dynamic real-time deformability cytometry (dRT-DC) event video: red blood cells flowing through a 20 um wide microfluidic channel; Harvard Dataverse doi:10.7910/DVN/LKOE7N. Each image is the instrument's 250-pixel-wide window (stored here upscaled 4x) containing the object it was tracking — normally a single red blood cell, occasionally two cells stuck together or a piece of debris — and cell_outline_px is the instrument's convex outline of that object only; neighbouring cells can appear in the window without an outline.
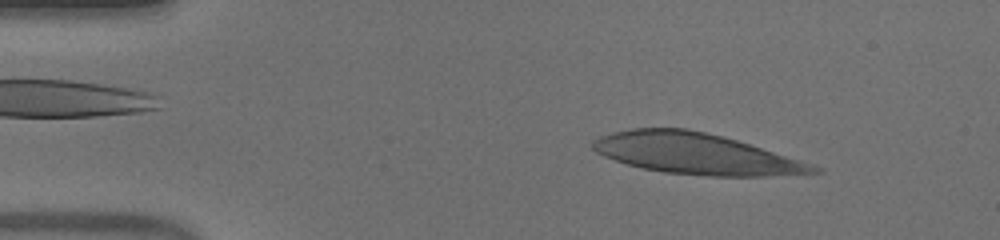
{"species": "human", "species_latin": "Homo sapiens", "temperature_condition": "warm", "stored_images_in_passage": 47, "camera_frame_rate_fps": 3000, "um_per_image_px": 0.085, "donor": {"sex": "male"}, "frame": {"image": 1, "passage_image": 4, "time_ms": 1.0, "image_size_px": [1000, 240], "cell_outline_px": [[824, 172], [768, 176], [708, 176], [664, 172], [644, 168], [628, 164], [604, 156], [596, 152], [592, 148], [592, 140], [600, 136], [612, 132], [632, 128], [688, 128], [724, 136], [800, 160], [824, 168]], "centroid_in_image_um": [59.15, 13.06], "position_along_channel_um": 25.8, "area_um2": 52.54}}
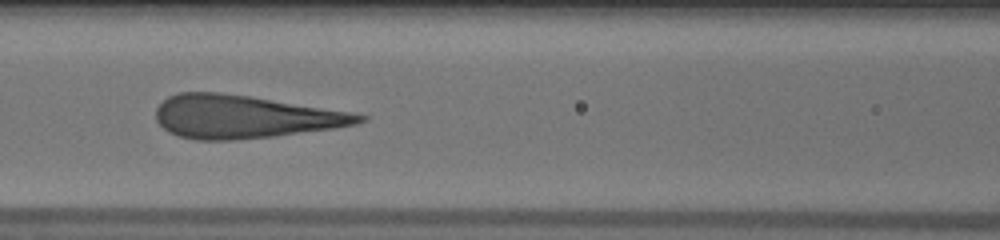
{"frame": {"image": 2, "passage_image": 18, "time_ms": 5.667, "image_size_px": [1000, 240], "cell_outline_px": [[368, 120], [356, 124], [336, 128], [276, 136], [232, 140], [196, 140], [180, 136], [168, 132], [156, 120], [156, 108], [168, 96], [180, 92], [220, 92], [248, 96], [348, 112], [368, 116]], "centroid_in_image_um": [20.74, 9.93], "position_along_channel_um": 145.9, "area_um2": 50.58}}
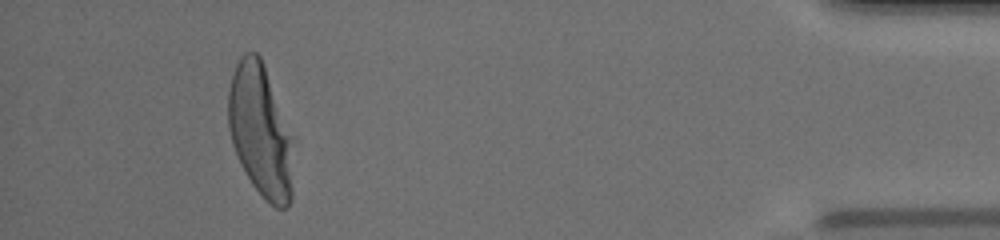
{"frame": {"image": 3, "passage_image": 43, "time_ms": 14.0, "image_size_px": [1000, 240], "cell_outline_px": [[296, 140], [292, 200], [288, 208], [276, 208], [252, 184], [232, 144], [228, 128], [228, 92], [232, 76], [236, 64], [240, 56], [244, 52], [256, 52], [260, 56]], "centroid_in_image_um": [22.21, 11.14], "position_along_channel_um": 413.0, "area_um2": 51.15}}